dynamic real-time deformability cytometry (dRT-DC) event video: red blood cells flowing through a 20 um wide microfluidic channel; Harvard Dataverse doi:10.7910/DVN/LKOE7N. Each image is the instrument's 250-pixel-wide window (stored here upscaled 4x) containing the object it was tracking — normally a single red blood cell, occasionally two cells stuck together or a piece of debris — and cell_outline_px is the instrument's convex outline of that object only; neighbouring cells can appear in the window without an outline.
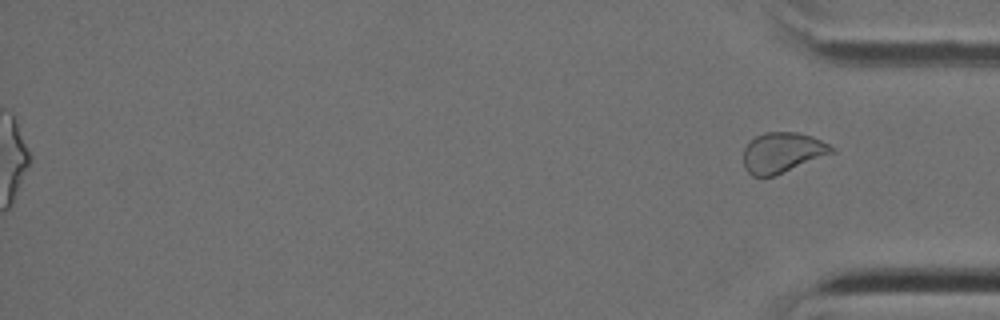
{"species": "Egyptian fruit bat (a non-hibernating species)", "species_latin": "Rousettus aegyptiacus", "temperature_condition": "cold", "stored_images_in_passage": 42, "segment_of_instrument_passage": [2, 2], "camera_frame_rate_fps": 3000, "um_per_image_px": 0.085, "animal": {"sex": "female"}, "frame": {"image": 1, "passage_image": 42, "time_ms": 13.667, "image_size_px": [1000, 320], "cell_outline_px": [[836, 152], [776, 176], [752, 176], [744, 168], [744, 148], [756, 136], [764, 132], [796, 132], [812, 136], [828, 144]], "centroid_in_image_um": [66.5, 12.98], "position_along_channel_um": 368.7, "area_um2": 20.75}}